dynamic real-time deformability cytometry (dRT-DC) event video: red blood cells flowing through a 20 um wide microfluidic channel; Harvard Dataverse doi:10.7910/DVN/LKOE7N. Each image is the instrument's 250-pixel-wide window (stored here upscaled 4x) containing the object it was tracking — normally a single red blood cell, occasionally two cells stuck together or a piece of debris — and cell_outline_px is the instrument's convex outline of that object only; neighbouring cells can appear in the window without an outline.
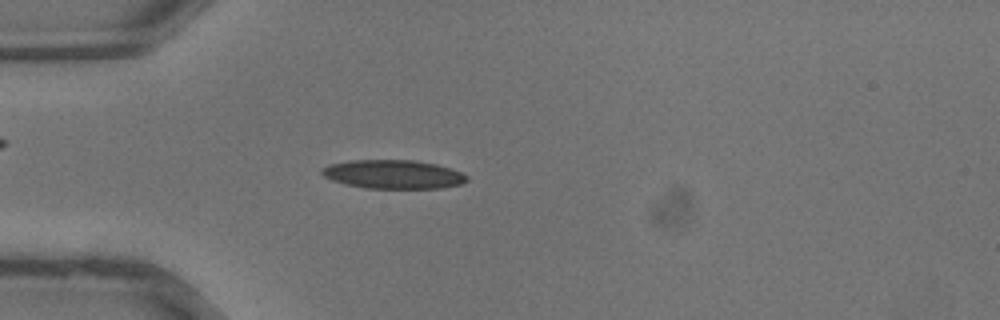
{"species": "common noctule bat (a hibernating species)", "species_latin": "Nyctalus noctula", "temperature_condition": "warm", "stored_images_in_passage": 36, "camera_frame_rate_fps": 3000, "um_per_image_px": 0.085, "animal": {"sex": "male", "body_mass_g": 13.3}, "frame": {"image": 1, "passage_image": 10, "time_ms": 3.0, "image_size_px": [1000, 320], "cell_outline_px": [[468, 180], [460, 184], [440, 188], [364, 188], [332, 180], [324, 176], [320, 172], [320, 168], [328, 164], [348, 160], [416, 160], [436, 164], [452, 168], [468, 176]], "centroid_in_image_um": [33.41, 14.8], "position_along_channel_um": 51.6, "area_um2": 24.39}}
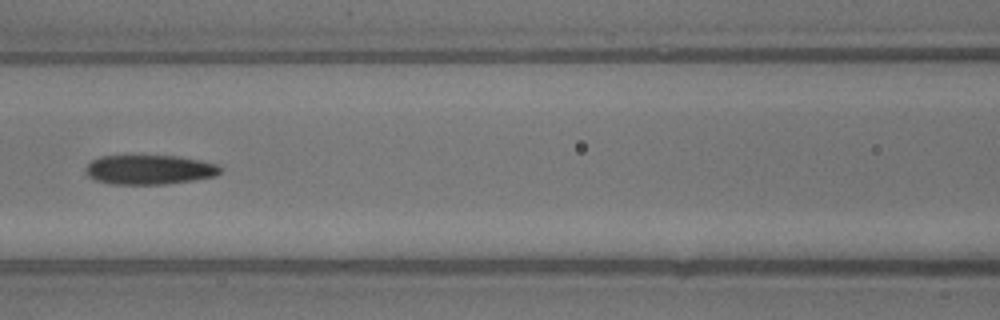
{"frame": {"image": 2, "passage_image": 16, "time_ms": 5.0, "image_size_px": [1000, 320], "cell_outline_px": [[224, 168], [216, 176], [192, 180], [164, 184], [112, 184], [96, 180], [88, 176], [84, 172], [84, 168], [92, 160], [100, 156], [176, 156], [200, 160], [216, 164]], "centroid_in_image_um": [12.69, 14.42], "position_along_channel_um": 153.9, "area_um2": 23.12}}
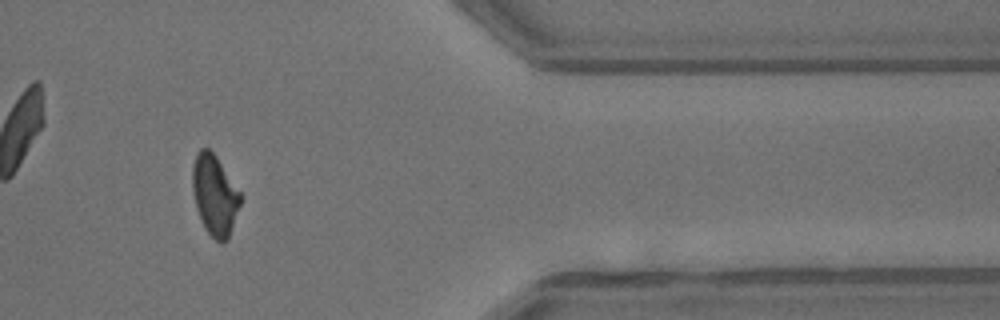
{"frame": {"image": 3, "passage_image": 30, "time_ms": 9.667, "image_size_px": [1000, 320], "cell_outline_px": [[240, 204], [228, 240], [216, 240], [208, 232], [200, 220], [196, 208], [192, 192], [192, 164], [196, 152], [200, 148], [208, 148], [216, 156], [240, 192]], "centroid_in_image_um": [18.21, 16.55], "position_along_channel_um": 393.2, "area_um2": 22.31}}